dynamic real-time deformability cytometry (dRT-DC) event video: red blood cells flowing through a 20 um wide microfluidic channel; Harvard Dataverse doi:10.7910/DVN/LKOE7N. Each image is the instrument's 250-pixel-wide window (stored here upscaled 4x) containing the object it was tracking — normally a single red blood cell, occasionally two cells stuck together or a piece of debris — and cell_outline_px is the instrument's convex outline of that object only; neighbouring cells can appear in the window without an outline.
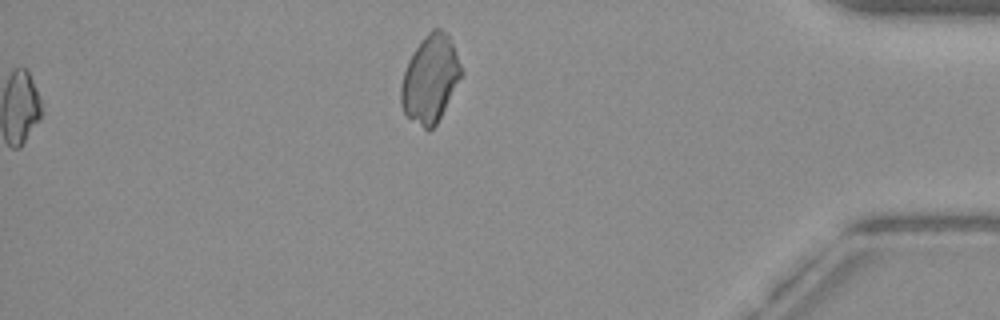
{"species": "common noctule bat (a hibernating species)", "species_latin": "Nyctalus noctula", "temperature_condition": "warm", "stored_images_in_passage": 33, "camera_frame_rate_fps": 3000, "um_per_image_px": 0.085, "animal": {"sex": "female", "body_mass_g": 19.3, "forearm_length_mm": 54.1}, "frame": {"image": 1, "passage_image": 33, "time_ms": 10.667, "image_size_px": [1000, 320], "cell_outline_px": [[460, 76], [436, 124], [428, 132], [408, 116], [404, 112], [400, 104], [400, 88], [404, 72], [408, 60], [412, 52], [424, 36], [432, 28], [440, 28], [448, 36], [456, 52], [460, 64]], "centroid_in_image_um": [36.51, 6.69], "position_along_channel_um": 398.7, "area_um2": 29.88}}